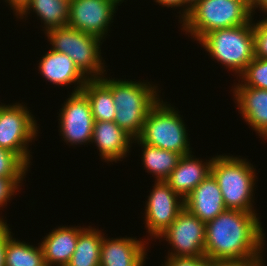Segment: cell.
<instances>
[{
  "instance_id": "1",
  "label": "cell",
  "mask_w": 267,
  "mask_h": 266,
  "mask_svg": "<svg viewBox=\"0 0 267 266\" xmlns=\"http://www.w3.org/2000/svg\"><path fill=\"white\" fill-rule=\"evenodd\" d=\"M257 212L226 209L206 223L205 256L213 260L263 259L265 234Z\"/></svg>"
},
{
  "instance_id": "2",
  "label": "cell",
  "mask_w": 267,
  "mask_h": 266,
  "mask_svg": "<svg viewBox=\"0 0 267 266\" xmlns=\"http://www.w3.org/2000/svg\"><path fill=\"white\" fill-rule=\"evenodd\" d=\"M106 74L100 80L112 91L116 110L114 122L136 139L141 135L147 114L161 99L159 88L144 79L143 82L108 79Z\"/></svg>"
},
{
  "instance_id": "3",
  "label": "cell",
  "mask_w": 267,
  "mask_h": 266,
  "mask_svg": "<svg viewBox=\"0 0 267 266\" xmlns=\"http://www.w3.org/2000/svg\"><path fill=\"white\" fill-rule=\"evenodd\" d=\"M256 168L241 157L217 155L211 164V174L217 180L225 207L243 212H255L254 188Z\"/></svg>"
},
{
  "instance_id": "4",
  "label": "cell",
  "mask_w": 267,
  "mask_h": 266,
  "mask_svg": "<svg viewBox=\"0 0 267 266\" xmlns=\"http://www.w3.org/2000/svg\"><path fill=\"white\" fill-rule=\"evenodd\" d=\"M253 20L242 26L211 31L198 42L212 59L239 77L255 58Z\"/></svg>"
},
{
  "instance_id": "5",
  "label": "cell",
  "mask_w": 267,
  "mask_h": 266,
  "mask_svg": "<svg viewBox=\"0 0 267 266\" xmlns=\"http://www.w3.org/2000/svg\"><path fill=\"white\" fill-rule=\"evenodd\" d=\"M251 10L238 0H200L180 22L186 34L199 41L205 34L247 24Z\"/></svg>"
},
{
  "instance_id": "6",
  "label": "cell",
  "mask_w": 267,
  "mask_h": 266,
  "mask_svg": "<svg viewBox=\"0 0 267 266\" xmlns=\"http://www.w3.org/2000/svg\"><path fill=\"white\" fill-rule=\"evenodd\" d=\"M168 102L159 100L147 114L141 135L143 143L169 150L181 156L192 153L183 116Z\"/></svg>"
},
{
  "instance_id": "7",
  "label": "cell",
  "mask_w": 267,
  "mask_h": 266,
  "mask_svg": "<svg viewBox=\"0 0 267 266\" xmlns=\"http://www.w3.org/2000/svg\"><path fill=\"white\" fill-rule=\"evenodd\" d=\"M45 35L51 49L68 55L88 79H100L106 72L100 47L104 40L69 25L52 29Z\"/></svg>"
},
{
  "instance_id": "8",
  "label": "cell",
  "mask_w": 267,
  "mask_h": 266,
  "mask_svg": "<svg viewBox=\"0 0 267 266\" xmlns=\"http://www.w3.org/2000/svg\"><path fill=\"white\" fill-rule=\"evenodd\" d=\"M23 103L7 105L0 110V148L16 153L29 167V143L38 136L35 116Z\"/></svg>"
},
{
  "instance_id": "9",
  "label": "cell",
  "mask_w": 267,
  "mask_h": 266,
  "mask_svg": "<svg viewBox=\"0 0 267 266\" xmlns=\"http://www.w3.org/2000/svg\"><path fill=\"white\" fill-rule=\"evenodd\" d=\"M157 238H163L172 246L167 257L205 256L206 224L185 207Z\"/></svg>"
},
{
  "instance_id": "10",
  "label": "cell",
  "mask_w": 267,
  "mask_h": 266,
  "mask_svg": "<svg viewBox=\"0 0 267 266\" xmlns=\"http://www.w3.org/2000/svg\"><path fill=\"white\" fill-rule=\"evenodd\" d=\"M59 116V132L64 142L72 145H86L92 141L94 118L89 99L81 90L72 92L62 104Z\"/></svg>"
},
{
  "instance_id": "11",
  "label": "cell",
  "mask_w": 267,
  "mask_h": 266,
  "mask_svg": "<svg viewBox=\"0 0 267 266\" xmlns=\"http://www.w3.org/2000/svg\"><path fill=\"white\" fill-rule=\"evenodd\" d=\"M145 205V228L149 236L155 239L162 234L178 217L185 207L184 199L179 196L165 180H159L152 186ZM147 225V226H146Z\"/></svg>"
},
{
  "instance_id": "12",
  "label": "cell",
  "mask_w": 267,
  "mask_h": 266,
  "mask_svg": "<svg viewBox=\"0 0 267 266\" xmlns=\"http://www.w3.org/2000/svg\"><path fill=\"white\" fill-rule=\"evenodd\" d=\"M119 4L118 0H70L67 25L103 40Z\"/></svg>"
},
{
  "instance_id": "13",
  "label": "cell",
  "mask_w": 267,
  "mask_h": 266,
  "mask_svg": "<svg viewBox=\"0 0 267 266\" xmlns=\"http://www.w3.org/2000/svg\"><path fill=\"white\" fill-rule=\"evenodd\" d=\"M147 243L131 237L107 238L101 242L100 266H144Z\"/></svg>"
},
{
  "instance_id": "14",
  "label": "cell",
  "mask_w": 267,
  "mask_h": 266,
  "mask_svg": "<svg viewBox=\"0 0 267 266\" xmlns=\"http://www.w3.org/2000/svg\"><path fill=\"white\" fill-rule=\"evenodd\" d=\"M40 75L58 86L74 84L72 92H79L89 80L66 54L50 50L40 59L38 64Z\"/></svg>"
},
{
  "instance_id": "15",
  "label": "cell",
  "mask_w": 267,
  "mask_h": 266,
  "mask_svg": "<svg viewBox=\"0 0 267 266\" xmlns=\"http://www.w3.org/2000/svg\"><path fill=\"white\" fill-rule=\"evenodd\" d=\"M184 206L205 224L227 209L218 182L211 173L184 199Z\"/></svg>"
},
{
  "instance_id": "16",
  "label": "cell",
  "mask_w": 267,
  "mask_h": 266,
  "mask_svg": "<svg viewBox=\"0 0 267 266\" xmlns=\"http://www.w3.org/2000/svg\"><path fill=\"white\" fill-rule=\"evenodd\" d=\"M238 112L245 122L267 139V90L237 85L232 88Z\"/></svg>"
},
{
  "instance_id": "17",
  "label": "cell",
  "mask_w": 267,
  "mask_h": 266,
  "mask_svg": "<svg viewBox=\"0 0 267 266\" xmlns=\"http://www.w3.org/2000/svg\"><path fill=\"white\" fill-rule=\"evenodd\" d=\"M93 142L98 147L100 158L105 162L117 163L128 156L133 139L114 121H94Z\"/></svg>"
},
{
  "instance_id": "18",
  "label": "cell",
  "mask_w": 267,
  "mask_h": 266,
  "mask_svg": "<svg viewBox=\"0 0 267 266\" xmlns=\"http://www.w3.org/2000/svg\"><path fill=\"white\" fill-rule=\"evenodd\" d=\"M192 153L181 156L177 166L165 179V182L183 199L211 173L212 157L203 163V159L194 158Z\"/></svg>"
},
{
  "instance_id": "19",
  "label": "cell",
  "mask_w": 267,
  "mask_h": 266,
  "mask_svg": "<svg viewBox=\"0 0 267 266\" xmlns=\"http://www.w3.org/2000/svg\"><path fill=\"white\" fill-rule=\"evenodd\" d=\"M82 226H58L44 237L40 245L47 266H67L75 252Z\"/></svg>"
},
{
  "instance_id": "20",
  "label": "cell",
  "mask_w": 267,
  "mask_h": 266,
  "mask_svg": "<svg viewBox=\"0 0 267 266\" xmlns=\"http://www.w3.org/2000/svg\"><path fill=\"white\" fill-rule=\"evenodd\" d=\"M70 0H31L26 9L18 16L24 19L32 12L44 24L42 30L48 31L66 26L69 20ZM21 17V18H20Z\"/></svg>"
},
{
  "instance_id": "21",
  "label": "cell",
  "mask_w": 267,
  "mask_h": 266,
  "mask_svg": "<svg viewBox=\"0 0 267 266\" xmlns=\"http://www.w3.org/2000/svg\"><path fill=\"white\" fill-rule=\"evenodd\" d=\"M136 142L143 148L141 161L144 169L153 176H156L154 177L156 181L165 180L177 166L181 155L143 143L139 138L133 139V143Z\"/></svg>"
},
{
  "instance_id": "22",
  "label": "cell",
  "mask_w": 267,
  "mask_h": 266,
  "mask_svg": "<svg viewBox=\"0 0 267 266\" xmlns=\"http://www.w3.org/2000/svg\"><path fill=\"white\" fill-rule=\"evenodd\" d=\"M104 233L88 226L78 236L75 252L67 266H100L101 242Z\"/></svg>"
},
{
  "instance_id": "23",
  "label": "cell",
  "mask_w": 267,
  "mask_h": 266,
  "mask_svg": "<svg viewBox=\"0 0 267 266\" xmlns=\"http://www.w3.org/2000/svg\"><path fill=\"white\" fill-rule=\"evenodd\" d=\"M82 91L89 99L94 121H114L116 110L112 91L100 79H89Z\"/></svg>"
},
{
  "instance_id": "24",
  "label": "cell",
  "mask_w": 267,
  "mask_h": 266,
  "mask_svg": "<svg viewBox=\"0 0 267 266\" xmlns=\"http://www.w3.org/2000/svg\"><path fill=\"white\" fill-rule=\"evenodd\" d=\"M38 247L12 236L8 239L6 249V266H47L40 243Z\"/></svg>"
},
{
  "instance_id": "25",
  "label": "cell",
  "mask_w": 267,
  "mask_h": 266,
  "mask_svg": "<svg viewBox=\"0 0 267 266\" xmlns=\"http://www.w3.org/2000/svg\"><path fill=\"white\" fill-rule=\"evenodd\" d=\"M239 77L240 86L267 90V59L254 58Z\"/></svg>"
},
{
  "instance_id": "26",
  "label": "cell",
  "mask_w": 267,
  "mask_h": 266,
  "mask_svg": "<svg viewBox=\"0 0 267 266\" xmlns=\"http://www.w3.org/2000/svg\"><path fill=\"white\" fill-rule=\"evenodd\" d=\"M28 168L16 153L0 148V177L25 178Z\"/></svg>"
},
{
  "instance_id": "27",
  "label": "cell",
  "mask_w": 267,
  "mask_h": 266,
  "mask_svg": "<svg viewBox=\"0 0 267 266\" xmlns=\"http://www.w3.org/2000/svg\"><path fill=\"white\" fill-rule=\"evenodd\" d=\"M255 58L267 59V17L253 21Z\"/></svg>"
},
{
  "instance_id": "28",
  "label": "cell",
  "mask_w": 267,
  "mask_h": 266,
  "mask_svg": "<svg viewBox=\"0 0 267 266\" xmlns=\"http://www.w3.org/2000/svg\"><path fill=\"white\" fill-rule=\"evenodd\" d=\"M24 178H4L0 177V210L4 206H7L9 202L17 192H19L20 186Z\"/></svg>"
},
{
  "instance_id": "29",
  "label": "cell",
  "mask_w": 267,
  "mask_h": 266,
  "mask_svg": "<svg viewBox=\"0 0 267 266\" xmlns=\"http://www.w3.org/2000/svg\"><path fill=\"white\" fill-rule=\"evenodd\" d=\"M6 220L0 217V266H6V249L8 239L12 236L11 229L8 226Z\"/></svg>"
},
{
  "instance_id": "30",
  "label": "cell",
  "mask_w": 267,
  "mask_h": 266,
  "mask_svg": "<svg viewBox=\"0 0 267 266\" xmlns=\"http://www.w3.org/2000/svg\"><path fill=\"white\" fill-rule=\"evenodd\" d=\"M213 266H264L263 259L214 260Z\"/></svg>"
},
{
  "instance_id": "31",
  "label": "cell",
  "mask_w": 267,
  "mask_h": 266,
  "mask_svg": "<svg viewBox=\"0 0 267 266\" xmlns=\"http://www.w3.org/2000/svg\"><path fill=\"white\" fill-rule=\"evenodd\" d=\"M162 266H193V257H167Z\"/></svg>"
},
{
  "instance_id": "32",
  "label": "cell",
  "mask_w": 267,
  "mask_h": 266,
  "mask_svg": "<svg viewBox=\"0 0 267 266\" xmlns=\"http://www.w3.org/2000/svg\"><path fill=\"white\" fill-rule=\"evenodd\" d=\"M13 10L15 16H18L26 9L31 0H5Z\"/></svg>"
},
{
  "instance_id": "33",
  "label": "cell",
  "mask_w": 267,
  "mask_h": 266,
  "mask_svg": "<svg viewBox=\"0 0 267 266\" xmlns=\"http://www.w3.org/2000/svg\"><path fill=\"white\" fill-rule=\"evenodd\" d=\"M199 1L200 0H183V9L179 11L181 14V17L179 16V22H181L189 14L190 9H192Z\"/></svg>"
},
{
  "instance_id": "34",
  "label": "cell",
  "mask_w": 267,
  "mask_h": 266,
  "mask_svg": "<svg viewBox=\"0 0 267 266\" xmlns=\"http://www.w3.org/2000/svg\"><path fill=\"white\" fill-rule=\"evenodd\" d=\"M159 5H162L163 7H171V8H177L180 7L183 8V0H154Z\"/></svg>"
},
{
  "instance_id": "35",
  "label": "cell",
  "mask_w": 267,
  "mask_h": 266,
  "mask_svg": "<svg viewBox=\"0 0 267 266\" xmlns=\"http://www.w3.org/2000/svg\"><path fill=\"white\" fill-rule=\"evenodd\" d=\"M214 260L208 256L193 257V266H213Z\"/></svg>"
},
{
  "instance_id": "36",
  "label": "cell",
  "mask_w": 267,
  "mask_h": 266,
  "mask_svg": "<svg viewBox=\"0 0 267 266\" xmlns=\"http://www.w3.org/2000/svg\"><path fill=\"white\" fill-rule=\"evenodd\" d=\"M256 8H259V10H261L262 13L264 12L267 15V0H257L256 4L254 6V9L251 11L252 17L255 14Z\"/></svg>"
},
{
  "instance_id": "37",
  "label": "cell",
  "mask_w": 267,
  "mask_h": 266,
  "mask_svg": "<svg viewBox=\"0 0 267 266\" xmlns=\"http://www.w3.org/2000/svg\"><path fill=\"white\" fill-rule=\"evenodd\" d=\"M245 4L251 11L254 9V6L257 0H238Z\"/></svg>"
},
{
  "instance_id": "38",
  "label": "cell",
  "mask_w": 267,
  "mask_h": 266,
  "mask_svg": "<svg viewBox=\"0 0 267 266\" xmlns=\"http://www.w3.org/2000/svg\"><path fill=\"white\" fill-rule=\"evenodd\" d=\"M6 106H7L6 104L1 103L0 104V110L3 109V108H5Z\"/></svg>"
}]
</instances>
